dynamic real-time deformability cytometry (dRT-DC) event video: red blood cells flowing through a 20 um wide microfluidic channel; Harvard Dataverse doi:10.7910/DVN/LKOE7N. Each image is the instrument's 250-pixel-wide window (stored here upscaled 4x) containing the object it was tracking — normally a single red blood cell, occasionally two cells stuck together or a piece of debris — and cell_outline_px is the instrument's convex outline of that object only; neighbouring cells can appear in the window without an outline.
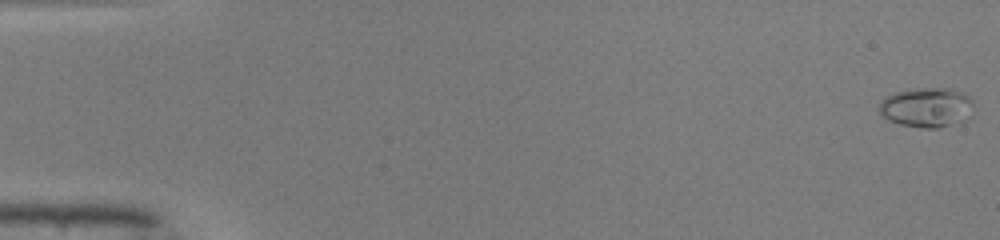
{"species": "common noctule bat (a hibernating species)", "species_latin": "Nyctalus noctula", "temperature_condition": "warm", "stored_images_in_passage": 50, "camera_frame_rate_fps": 3000, "um_per_image_px": 0.085, "animal": {"sex": "male", "body_mass_g": 19.0, "forearm_length_mm": 50.8}, "frame": {"image": 1, "passage_image": 1, "time_ms": 0.0, "image_size_px": [1000, 240], "cell_outline_px": [[972, 104], [944, 124], [936, 128], [924, 128], [900, 124], [888, 120], [880, 112], [880, 104], [888, 96], [896, 92], [920, 88], [952, 88], [972, 100]], "centroid_in_image_um": [78.56, 9.07], "position_along_channel_um": 6.4, "area_um2": 19.83}}
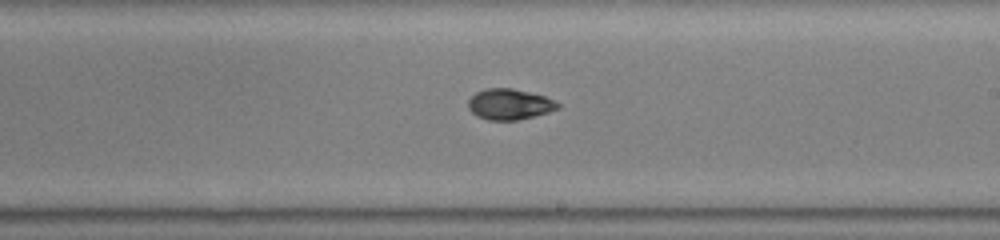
{"frame": {"image": 2, "passage_image": 30, "time_ms": 9.667, "image_size_px": [1000, 240], "cell_outline_px": [[560, 108], [548, 112], [516, 120], [488, 120], [476, 116], [468, 108], [468, 100], [476, 92], [484, 88], [512, 88], [544, 96], [560, 104]], "centroid_in_image_um": [43.27, 8.86], "position_along_channel_um": 245.7, "area_um2": 15.95}}
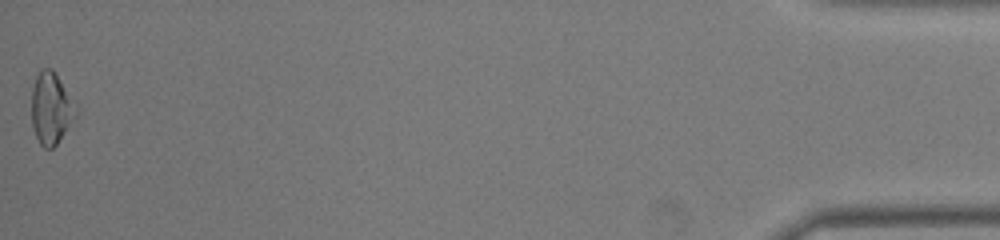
{"frame": {"image": 3, "passage_image": 50, "time_ms": 16.333, "image_size_px": [1000, 240], "cell_outline_px": [[76, 116], [56, 144], [52, 148], [44, 148], [40, 144], [36, 136], [32, 124], [32, 88], [36, 76], [44, 68], [52, 68], [76, 108]], "centroid_in_image_um": [4.31, 9.23], "position_along_channel_um": 430.9, "area_um2": 17.86}, "authors_computed_cell_mechanics": {"area_um2": 15.9817, "velocity_mm_per_s": 4.1574, "shape_relaxation_time_tau1_ms": 5.7544, "shape_relaxation_time_tau2_ms": 4.7091, "deformation_change_tau1": 0.1744, "deformation_change_tau2": 0.0876}}